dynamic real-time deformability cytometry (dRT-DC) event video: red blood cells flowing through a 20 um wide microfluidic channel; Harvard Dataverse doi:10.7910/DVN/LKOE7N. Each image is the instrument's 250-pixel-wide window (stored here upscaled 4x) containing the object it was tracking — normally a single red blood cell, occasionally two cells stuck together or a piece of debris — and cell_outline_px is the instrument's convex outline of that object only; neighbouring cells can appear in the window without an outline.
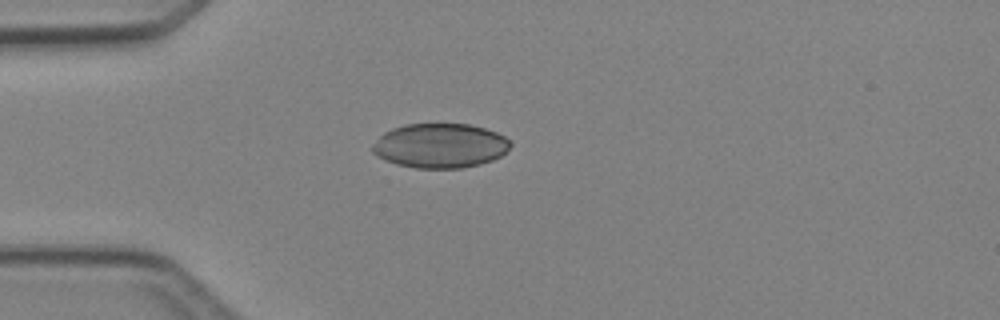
{"species": "Egyptian fruit bat (a non-hibernating species)", "species_latin": "Rousettus aegyptiacus", "temperature_condition": "cold", "stored_images_in_passage": 2, "camera_frame_rate_fps": 3000, "um_per_image_px": 0.085, "animal": {"sex": "female"}, "frame": {"image": 1, "passage_image": 1, "time_ms": 0.0, "image_size_px": [1000, 320], "cell_outline_px": [[512, 144], [500, 156], [492, 160], [480, 164], [464, 168], [416, 168], [396, 164], [384, 160], [372, 152], [372, 144], [384, 132], [392, 128], [404, 124], [468, 124], [484, 128], [496, 132], [504, 136]], "centroid_in_image_um": [37.38, 12.38], "position_along_channel_um": 47.6, "area_um2": 35.78}}